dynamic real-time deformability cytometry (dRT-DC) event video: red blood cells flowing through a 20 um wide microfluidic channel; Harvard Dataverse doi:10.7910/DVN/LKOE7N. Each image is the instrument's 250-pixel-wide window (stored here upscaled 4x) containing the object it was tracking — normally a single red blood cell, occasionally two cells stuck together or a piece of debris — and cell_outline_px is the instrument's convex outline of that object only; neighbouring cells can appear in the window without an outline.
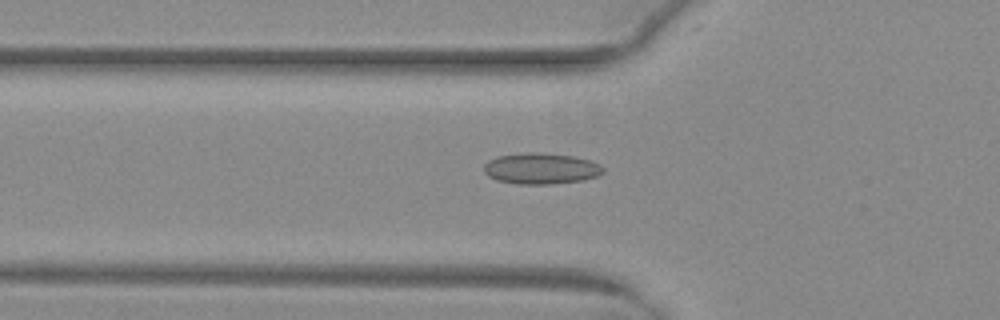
{"species": "common noctule bat (a hibernating species)", "species_latin": "Nyctalus noctula", "temperature_condition": "warm", "stored_images_in_passage": 52, "camera_frame_rate_fps": 3000, "um_per_image_px": 0.085, "animal": {"sex": "female", "body_mass_g": 29.2, "forearm_length_mm": 56.3}, "frame": {"image": 1, "passage_image": 19, "time_ms": 6.0, "image_size_px": [1000, 320], "cell_outline_px": [[604, 172], [596, 176], [580, 180], [552, 184], [516, 184], [496, 180], [488, 176], [484, 172], [484, 164], [488, 160], [496, 156], [528, 152], [540, 152], [572, 156], [588, 160], [600, 164], [604, 168]], "centroid_in_image_um": [45.94, 14.32], "position_along_channel_um": 79.9, "area_um2": 21.62}}
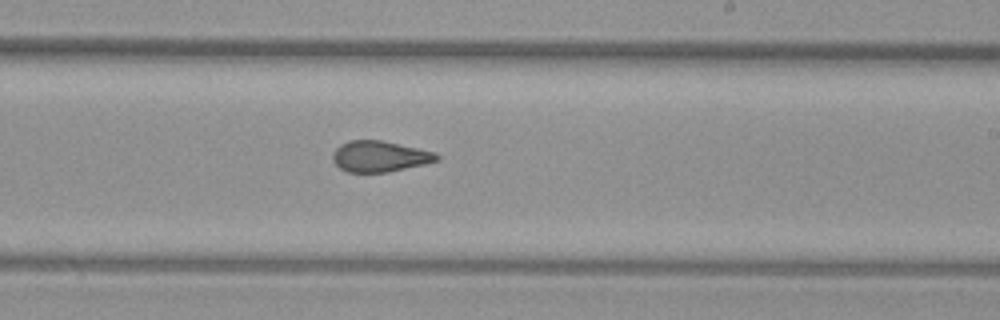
{"frame": {"image": 2, "passage_image": 32, "time_ms": 10.333, "image_size_px": [1000, 320], "cell_outline_px": [[440, 160], [424, 164], [388, 172], [348, 172], [340, 168], [332, 160], [332, 152], [340, 144], [348, 140], [380, 140], [436, 152], [440, 156]], "centroid_in_image_um": [32.26, 13.29], "position_along_channel_um": 256.7, "area_um2": 18.79}}
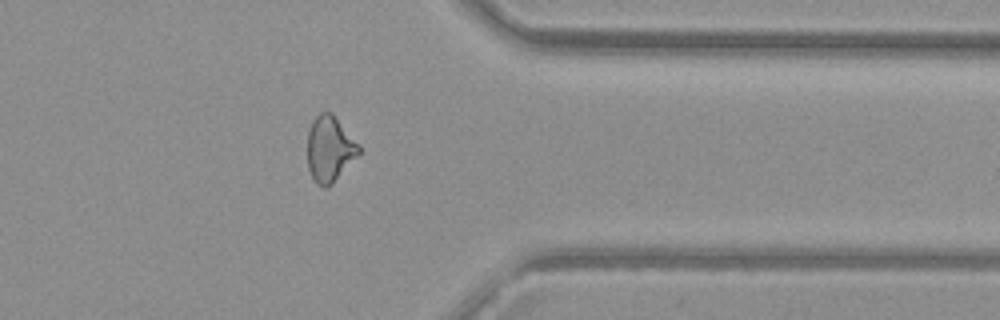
{"frame": {"image": 3, "passage_image": 42, "time_ms": 13.667, "image_size_px": [1000, 320], "cell_outline_px": [[360, 152], [332, 184], [328, 188], [324, 188], [316, 184], [308, 168], [308, 132], [312, 120], [320, 112], [332, 112], [360, 144]], "centroid_in_image_um": [28.02, 12.65], "position_along_channel_um": 383.4, "area_um2": 19.77}, "authors_computed_cell_mechanics": {"area_um2": 19.9121, "velocity_mm_per_s": 4.0677, "shape_relaxation_time_tau1_ms": null, "shape_relaxation_time_tau2_ms": 1.7493, "deformation_change_tau1": null, "deformation_change_tau2": 0.0832}}